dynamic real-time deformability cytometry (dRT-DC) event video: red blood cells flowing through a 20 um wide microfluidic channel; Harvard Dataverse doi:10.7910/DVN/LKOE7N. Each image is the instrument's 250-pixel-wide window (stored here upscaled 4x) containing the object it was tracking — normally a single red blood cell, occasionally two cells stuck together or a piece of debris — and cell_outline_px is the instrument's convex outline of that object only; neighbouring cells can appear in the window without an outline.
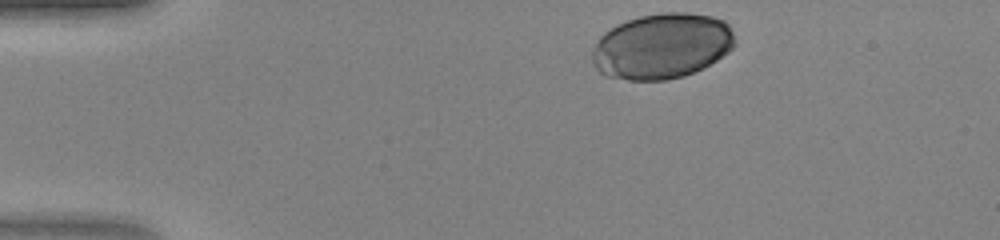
{"species": "human", "species_latin": "Homo sapiens", "temperature_condition": "warm", "stored_images_in_passage": 30, "camera_frame_rate_fps": 3000, "um_per_image_px": 0.085, "donor": {"sex": "female"}, "frame": {"image": 1, "passage_image": 1, "time_ms": 0.0, "image_size_px": [1000, 240], "cell_outline_px": [[736, 44], [728, 52], [716, 60], [684, 76], [664, 80], [628, 80], [604, 76], [592, 64], [592, 48], [600, 36], [604, 32], [616, 24], [640, 16], [660, 12], [684, 12], [712, 16], [724, 20], [728, 24], [732, 32]], "centroid_in_image_um": [56.22, 3.91], "position_along_channel_um": 28.8, "area_um2": 54.68}}